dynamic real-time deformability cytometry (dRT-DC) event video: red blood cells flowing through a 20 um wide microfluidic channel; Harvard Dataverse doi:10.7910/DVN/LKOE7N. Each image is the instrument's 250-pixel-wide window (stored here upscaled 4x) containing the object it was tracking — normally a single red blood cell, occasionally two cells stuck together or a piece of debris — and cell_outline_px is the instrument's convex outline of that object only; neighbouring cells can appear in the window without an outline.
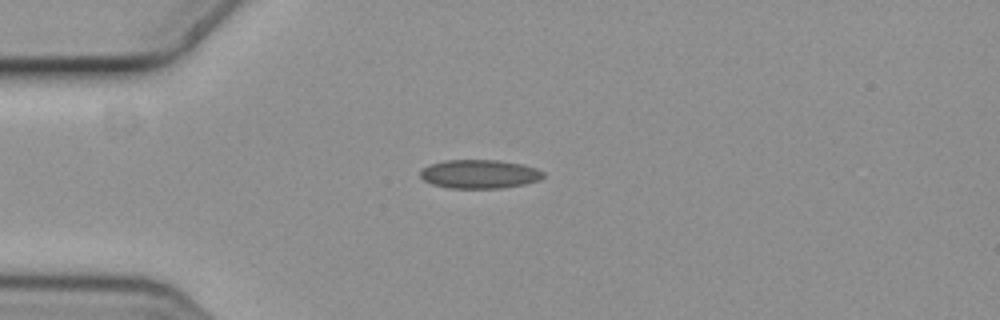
{"species": "common noctule bat (a hibernating species)", "species_latin": "Nyctalus noctula", "temperature_condition": "cold", "stored_images_in_passage": 3, "camera_frame_rate_fps": 3000, "um_per_image_px": 0.085, "animal": {"sex": "female", "body_mass_g": 19.3, "forearm_length_mm": 54.1}, "frame": {"image": 1, "passage_image": 1, "time_ms": 0.0, "image_size_px": [1000, 320], "cell_outline_px": [[544, 176], [540, 180], [524, 184], [500, 188], [448, 188], [432, 184], [424, 180], [420, 176], [420, 168], [428, 164], [444, 160], [500, 160], [524, 164], [536, 168], [544, 172]], "centroid_in_image_um": [40.74, 14.78], "position_along_channel_um": 44.3, "area_um2": 20.87}}
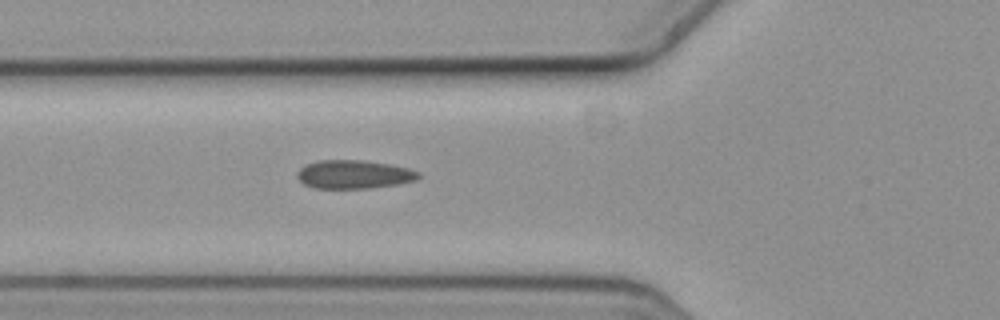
{"frame": {"image": 2, "passage_image": 3, "time_ms": 0.667, "image_size_px": [1000, 320], "cell_outline_px": [[420, 176], [416, 180], [396, 184], [372, 188], [312, 188], [304, 184], [296, 176], [296, 172], [304, 164], [320, 160], [360, 160], [388, 164], [408, 168], [420, 172]], "centroid_in_image_um": [30.04, 14.82], "position_along_channel_um": 95.8, "area_um2": 20.17}}